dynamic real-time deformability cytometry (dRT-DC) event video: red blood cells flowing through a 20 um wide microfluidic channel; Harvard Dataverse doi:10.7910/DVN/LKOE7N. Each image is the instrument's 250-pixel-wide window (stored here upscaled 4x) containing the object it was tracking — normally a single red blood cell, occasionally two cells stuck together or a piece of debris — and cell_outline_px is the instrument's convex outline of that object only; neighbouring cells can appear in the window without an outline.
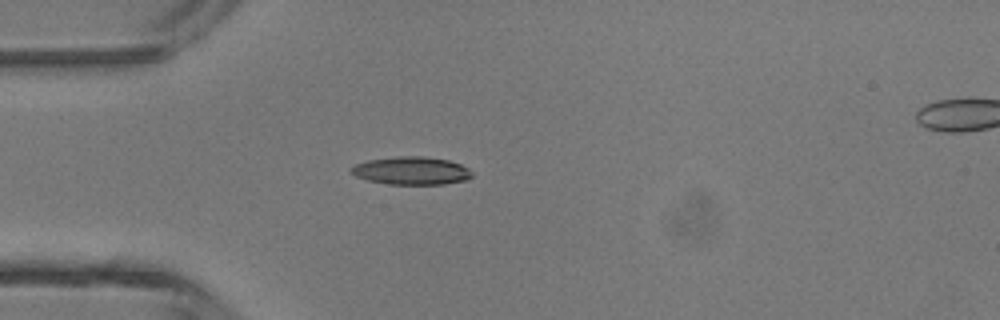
{"species": "common noctule bat (a hibernating species)", "species_latin": "Nyctalus noctula", "temperature_condition": "room temperature", "stored_images_in_passage": 3, "camera_frame_rate_fps": 3000, "um_per_image_px": 0.085, "animal": {"sex": "male", "body_mass_g": 13.3}, "frame": {"image": 1, "passage_image": 2, "time_ms": 0.333, "image_size_px": [1000, 320], "cell_outline_px": [[472, 176], [468, 180], [444, 184], [388, 184], [368, 180], [356, 176], [348, 168], [356, 164], [368, 160], [396, 156], [424, 156], [448, 160], [460, 164], [468, 168], [472, 172]], "centroid_in_image_um": [34.98, 14.51], "position_along_channel_um": 50.0, "area_um2": 19.71}}